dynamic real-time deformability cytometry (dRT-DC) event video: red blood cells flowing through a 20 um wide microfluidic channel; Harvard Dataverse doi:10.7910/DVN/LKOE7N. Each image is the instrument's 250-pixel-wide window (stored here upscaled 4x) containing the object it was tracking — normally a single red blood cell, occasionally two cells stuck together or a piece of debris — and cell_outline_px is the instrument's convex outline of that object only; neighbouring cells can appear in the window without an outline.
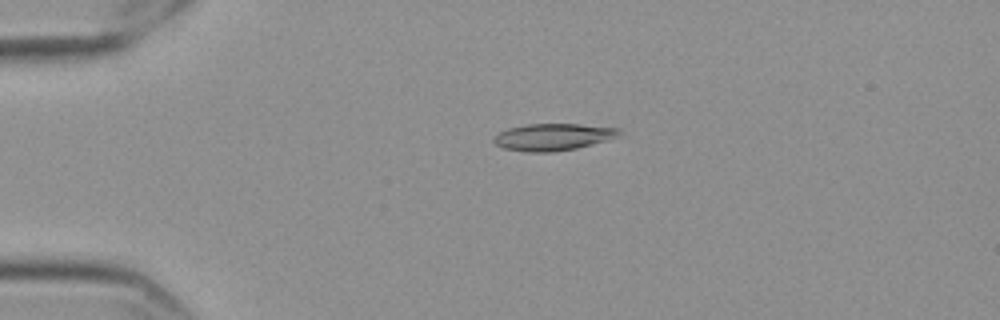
{"species": "Egyptian fruit bat (a non-hibernating species)", "species_latin": "Rousettus aegyptiacus", "temperature_condition": "cold", "stored_images_in_passage": 57, "camera_frame_rate_fps": 3000, "um_per_image_px": 0.085, "frame": {"image": 1, "passage_image": 13, "time_ms": 4.0, "image_size_px": [1000, 320], "cell_outline_px": [[620, 136], [576, 148], [552, 152], [524, 152], [504, 148], [496, 144], [492, 140], [500, 132], [508, 128], [528, 124], [580, 124], [620, 128]], "centroid_in_image_um": [47.01, 11.64], "position_along_channel_um": 38.0, "area_um2": 19.54}}
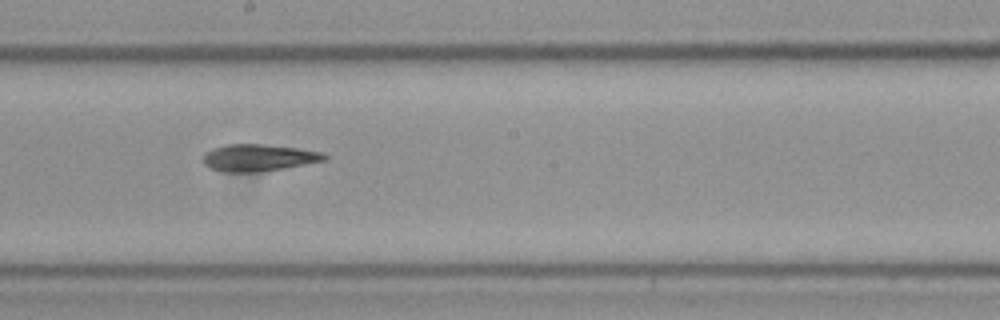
{"frame": {"image": 2, "passage_image": 32, "time_ms": 10.333, "image_size_px": [1000, 320], "cell_outline_px": [[328, 160], [284, 168], [260, 172], [224, 172], [212, 168], [204, 164], [204, 152], [212, 148], [224, 144], [264, 144], [296, 148], [324, 152], [328, 156]], "centroid_in_image_um": [22.0, 13.4], "position_along_channel_um": 226.2, "area_um2": 19.19}}
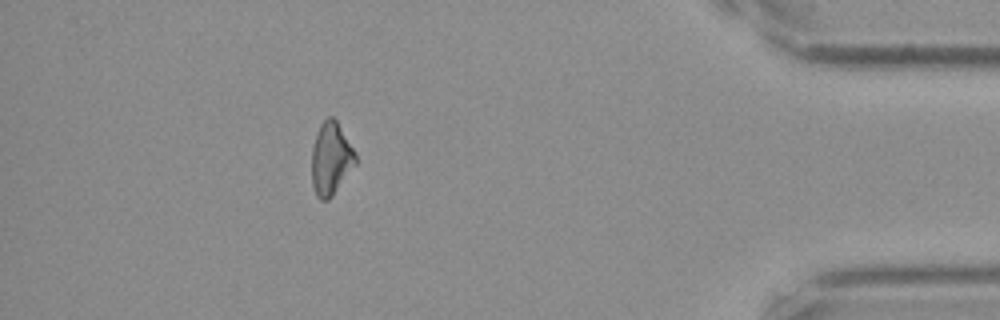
{"frame": {"image": 3, "passage_image": 51, "time_ms": 16.667, "image_size_px": [1000, 320], "cell_outline_px": [[356, 164], [332, 196], [328, 200], [320, 200], [316, 196], [312, 184], [312, 148], [316, 132], [320, 124], [328, 116], [332, 116], [336, 120], [356, 152]], "centroid_in_image_um": [28.12, 13.48], "position_along_channel_um": 407.1, "area_um2": 18.61}, "authors_computed_cell_mechanics": {"area_um2": 19.074, "velocity_mm_per_s": 3.5761, "shape_relaxation_time_tau1_ms": 8.4318, "shape_relaxation_time_tau2_ms": 4.9444, "deformation_change_tau1": 0.1905, "deformation_change_tau2": 0.1281}}